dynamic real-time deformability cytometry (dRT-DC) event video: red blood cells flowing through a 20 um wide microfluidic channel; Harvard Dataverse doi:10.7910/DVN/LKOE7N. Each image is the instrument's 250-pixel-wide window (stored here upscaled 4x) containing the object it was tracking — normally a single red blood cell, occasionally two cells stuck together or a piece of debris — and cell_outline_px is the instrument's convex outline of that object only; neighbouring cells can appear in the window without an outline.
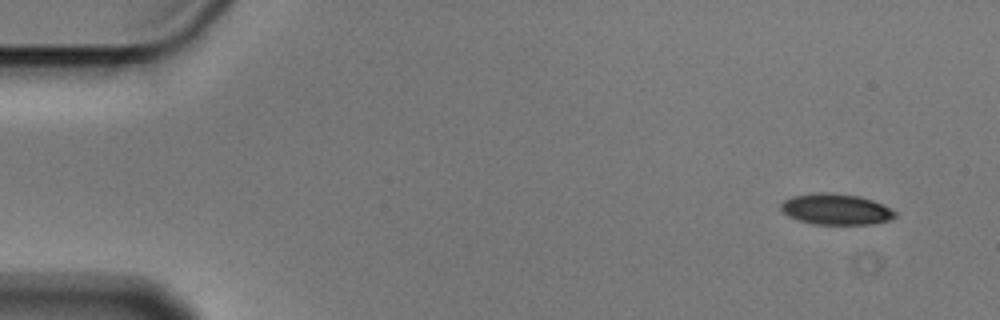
{"species": "Egyptian fruit bat (a non-hibernating species)", "species_latin": "Rousettus aegyptiacus", "temperature_condition": "cold", "stored_images_in_passage": 5, "camera_frame_rate_fps": 3000, "um_per_image_px": 0.085, "animal": {"sex": "male"}, "frame": {"image": 1, "passage_image": 1, "time_ms": 0.0, "image_size_px": [1000, 320], "cell_outline_px": [[896, 216], [892, 220], [872, 224], [812, 224], [796, 220], [788, 216], [780, 208], [780, 204], [784, 200], [792, 196], [816, 192], [832, 192], [860, 196], [872, 200], [896, 212]], "centroid_in_image_um": [71.02, 17.78], "position_along_channel_um": 14.0, "area_um2": 20.75}}
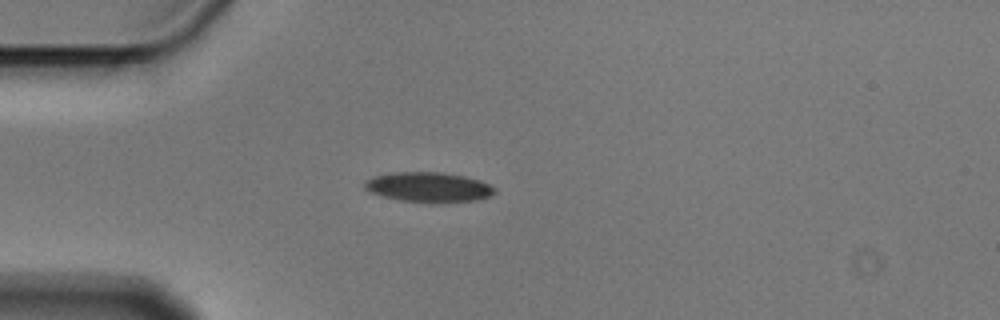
{"frame": {"image": 2, "passage_image": 4, "time_ms": 1.0, "image_size_px": [1000, 320], "cell_outline_px": [[496, 192], [492, 196], [476, 200], [396, 200], [368, 192], [364, 188], [364, 180], [372, 176], [396, 172], [440, 172], [464, 176], [480, 180], [496, 188]], "centroid_in_image_um": [36.38, 15.87], "position_along_channel_um": 48.6, "area_um2": 22.08}}